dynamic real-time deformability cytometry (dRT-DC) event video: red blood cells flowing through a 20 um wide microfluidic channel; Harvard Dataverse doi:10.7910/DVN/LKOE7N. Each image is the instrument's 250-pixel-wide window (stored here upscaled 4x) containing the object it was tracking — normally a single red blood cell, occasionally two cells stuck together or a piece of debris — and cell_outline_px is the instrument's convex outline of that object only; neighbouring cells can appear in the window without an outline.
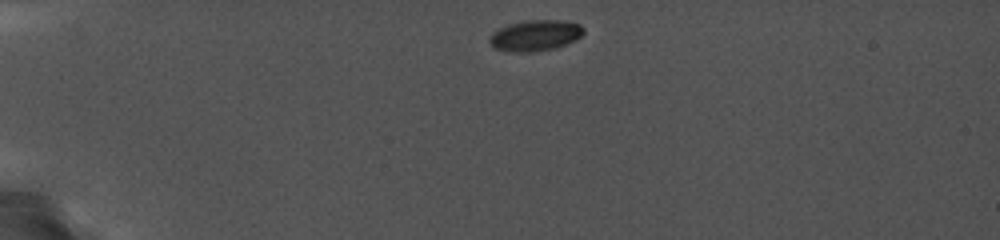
{"species": "common noctule bat (a hibernating species)", "species_latin": "Nyctalus noctula", "temperature_condition": "cold", "stored_images_in_passage": 54, "camera_frame_rate_fps": 5000, "um_per_image_px": 0.085, "animal": {"sex": "female", "body_mass_g": 19.0, "forearm_length_mm": 56.7}, "frame": {"image": 1, "passage_image": 1, "time_ms": 0.0, "image_size_px": [1000, 240], "cell_outline_px": [[584, 32], [576, 40], [556, 48], [532, 52], [508, 52], [492, 48], [488, 40], [488, 36], [492, 32], [508, 24], [528, 20], [564, 20], [580, 24], [584, 28]], "centroid_in_image_um": [45.46, 3.02], "position_along_channel_um": 39.5, "area_um2": 17.28}}
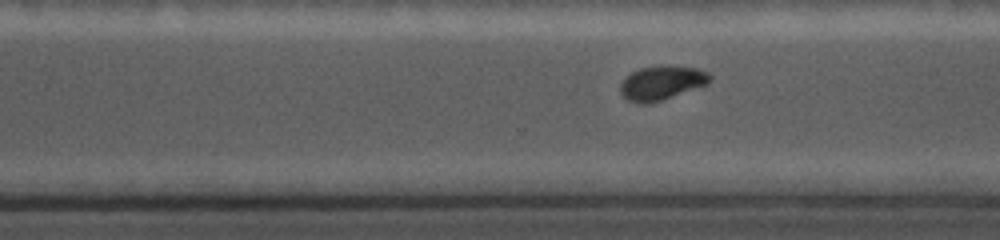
{"frame": {"image": 2, "passage_image": 46, "time_ms": 9.0, "image_size_px": [1000, 240], "cell_outline_px": [[712, 76], [708, 84], [648, 104], [640, 104], [628, 100], [620, 92], [620, 84], [632, 72], [640, 68], [668, 64], [696, 68], [708, 72]], "centroid_in_image_um": [56.26, 7.02], "position_along_channel_um": 314.3, "area_um2": 17.74}}
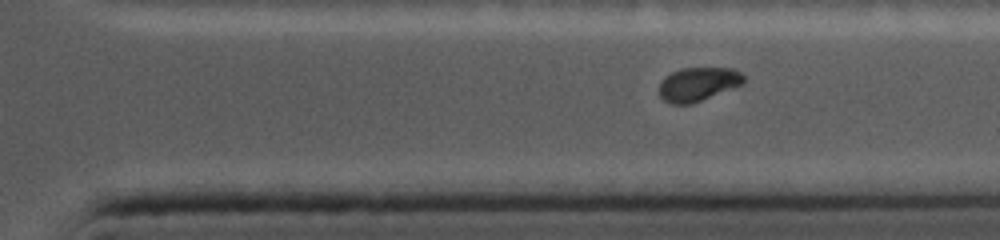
{"frame": {"image": 3, "passage_image": 51, "time_ms": 10.0, "image_size_px": [1000, 240], "cell_outline_px": [[744, 84], [692, 104], [672, 104], [664, 100], [660, 96], [660, 80], [664, 76], [680, 68], [732, 68], [740, 72], [744, 76]], "centroid_in_image_um": [59.34, 7.15], "position_along_channel_um": 352.1, "area_um2": 16.76}}